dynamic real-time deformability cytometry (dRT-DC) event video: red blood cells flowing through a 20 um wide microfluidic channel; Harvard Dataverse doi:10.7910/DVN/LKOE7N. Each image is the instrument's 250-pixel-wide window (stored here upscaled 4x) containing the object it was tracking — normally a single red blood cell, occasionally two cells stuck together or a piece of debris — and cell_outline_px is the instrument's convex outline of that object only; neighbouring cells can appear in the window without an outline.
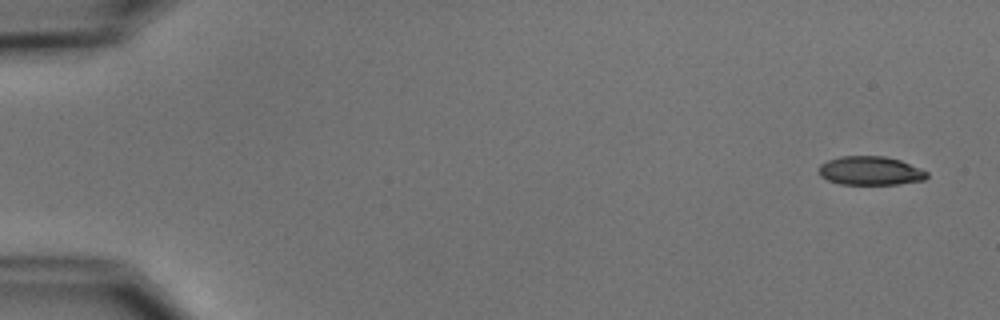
{"species": "common noctule bat (a hibernating species)", "species_latin": "Nyctalus noctula", "temperature_condition": "cold", "stored_images_in_passage": 6, "segment_of_instrument_passage": [1, 2], "camera_frame_rate_fps": 3000, "um_per_image_px": 0.085, "animal": {"sex": "male", "body_mass_g": 15.6}, "frame": {"image": 1, "passage_image": 1, "time_ms": 0.0, "image_size_px": [1000, 320], "cell_outline_px": [[928, 176], [924, 180], [896, 184], [840, 184], [828, 180], [820, 176], [816, 172], [820, 164], [828, 160], [840, 156], [884, 156], [900, 160], [920, 168], [928, 172]], "centroid_in_image_um": [73.94, 14.51], "position_along_channel_um": 11.1, "area_um2": 18.21}}
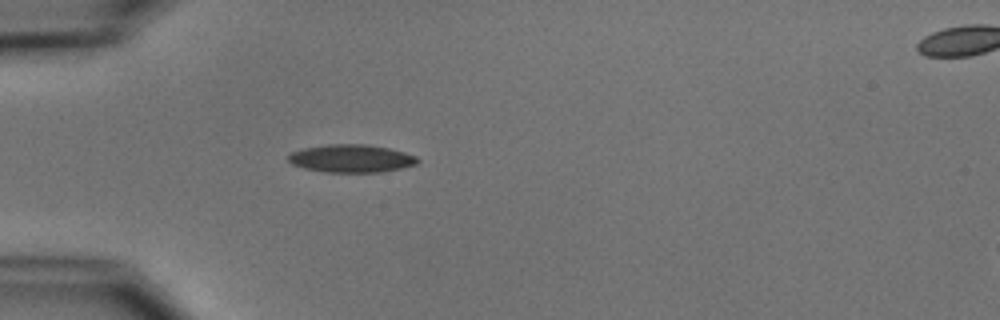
{"frame": {"image": 2, "passage_image": 5, "time_ms": 4.667, "image_size_px": [1000, 320], "cell_outline_px": [[420, 160], [416, 164], [384, 172], [324, 172], [304, 168], [292, 164], [288, 160], [288, 156], [292, 152], [304, 148], [328, 144], [364, 144], [388, 148], [404, 152], [416, 156]], "centroid_in_image_um": [29.86, 13.47], "position_along_channel_um": 55.1, "area_um2": 20.92}}